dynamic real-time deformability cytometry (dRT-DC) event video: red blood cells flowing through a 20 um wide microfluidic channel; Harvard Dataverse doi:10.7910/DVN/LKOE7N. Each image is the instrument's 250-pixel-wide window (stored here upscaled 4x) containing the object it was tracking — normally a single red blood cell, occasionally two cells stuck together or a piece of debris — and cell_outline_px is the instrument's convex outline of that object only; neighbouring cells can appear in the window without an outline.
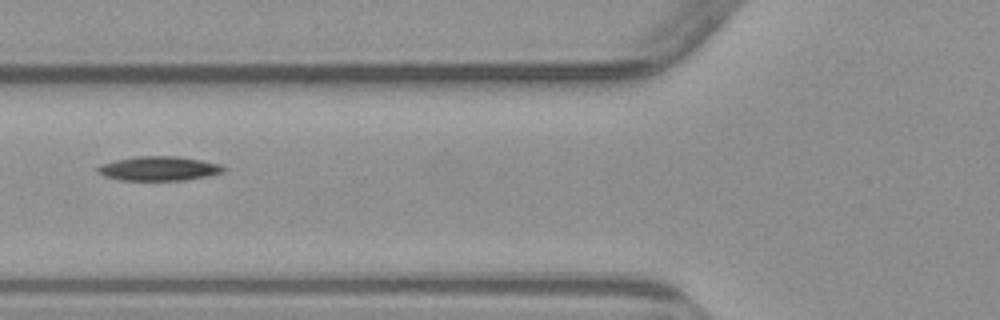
{"species": "common noctule bat (a hibernating species)", "species_latin": "Nyctalus noctula", "temperature_condition": "warm", "stored_images_in_passage": 6, "camera_frame_rate_fps": 3000, "um_per_image_px": 0.085, "animal": {"sex": "male", "body_mass_g": 23.1, "forearm_length_mm": 52.7}, "frame": {"image": 1, "passage_image": 5, "time_ms": 6.0, "image_size_px": [1000, 320], "cell_outline_px": [[228, 168], [224, 172], [208, 176], [184, 180], [120, 180], [104, 176], [96, 172], [96, 168], [100, 164], [116, 160], [136, 156], [180, 156], [220, 164]], "centroid_in_image_um": [13.51, 14.32], "position_along_channel_um": 112.3, "area_um2": 17.98}}
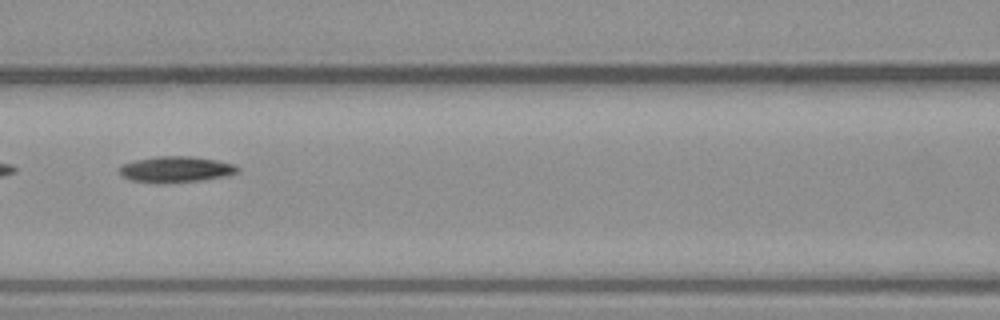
{"frame": {"image": 2, "passage_image": 6, "time_ms": 7.0, "image_size_px": [1000, 320], "cell_outline_px": [[240, 168], [236, 172], [228, 176], [200, 180], [160, 184], [132, 180], [120, 176], [120, 168], [124, 164], [136, 160], [156, 156], [192, 156], [216, 160], [236, 164]], "centroid_in_image_um": [14.97, 14.4], "position_along_channel_um": 151.6, "area_um2": 17.98}}